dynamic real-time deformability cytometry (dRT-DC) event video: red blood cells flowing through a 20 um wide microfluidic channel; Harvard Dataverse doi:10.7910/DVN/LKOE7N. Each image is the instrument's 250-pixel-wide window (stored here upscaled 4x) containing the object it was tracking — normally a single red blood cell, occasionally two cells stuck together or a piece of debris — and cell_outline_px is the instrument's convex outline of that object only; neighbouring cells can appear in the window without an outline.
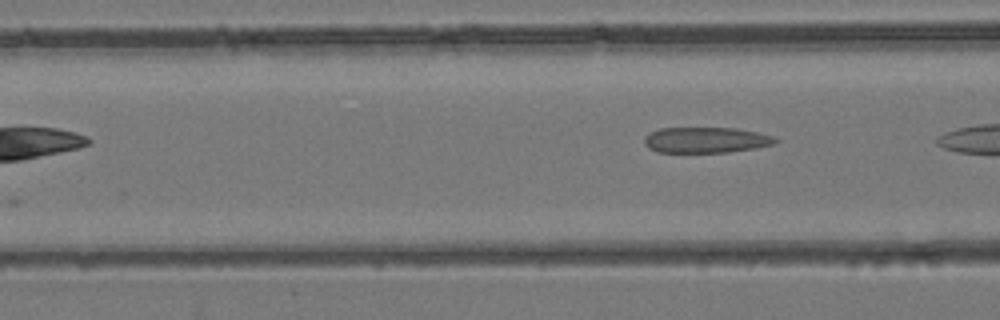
{"species": "common noctule bat (a hibernating species)", "species_latin": "Nyctalus noctula", "temperature_condition": "room temperature", "stored_images_in_passage": 3, "camera_frame_rate_fps": 3000, "um_per_image_px": 0.085, "animal": {"sex": "female", "body_mass_g": 24.6, "forearm_length_mm": 56.2}, "frame": {"image": 1, "passage_image": 3, "time_ms": 2.333, "image_size_px": [1000, 320], "cell_outline_px": [[780, 140], [776, 144], [728, 152], [656, 152], [648, 148], [644, 144], [644, 136], [660, 128], [736, 128], [776, 136]], "centroid_in_image_um": [60.02, 11.9], "position_along_channel_um": 106.6, "area_um2": 19.71}}